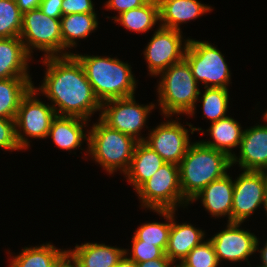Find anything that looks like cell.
Returning a JSON list of instances; mask_svg holds the SVG:
<instances>
[{
    "label": "cell",
    "mask_w": 267,
    "mask_h": 267,
    "mask_svg": "<svg viewBox=\"0 0 267 267\" xmlns=\"http://www.w3.org/2000/svg\"><path fill=\"white\" fill-rule=\"evenodd\" d=\"M44 58L46 75L43 84L36 91L41 90L54 103L52 106L56 115L88 120L94 111H101L102 104L96 97L82 64L73 54Z\"/></svg>",
    "instance_id": "1"
},
{
    "label": "cell",
    "mask_w": 267,
    "mask_h": 267,
    "mask_svg": "<svg viewBox=\"0 0 267 267\" xmlns=\"http://www.w3.org/2000/svg\"><path fill=\"white\" fill-rule=\"evenodd\" d=\"M231 166V159L225 153L201 142L191 143L179 164L183 197L190 202L209 183L227 174Z\"/></svg>",
    "instance_id": "2"
},
{
    "label": "cell",
    "mask_w": 267,
    "mask_h": 267,
    "mask_svg": "<svg viewBox=\"0 0 267 267\" xmlns=\"http://www.w3.org/2000/svg\"><path fill=\"white\" fill-rule=\"evenodd\" d=\"M73 55L82 64L93 91L102 103L134 95L135 78L130 65L110 57Z\"/></svg>",
    "instance_id": "3"
},
{
    "label": "cell",
    "mask_w": 267,
    "mask_h": 267,
    "mask_svg": "<svg viewBox=\"0 0 267 267\" xmlns=\"http://www.w3.org/2000/svg\"><path fill=\"white\" fill-rule=\"evenodd\" d=\"M160 75L161 82L157 92L162 113L166 117L176 113L193 116L195 103L201 92L188 63L183 59L169 66Z\"/></svg>",
    "instance_id": "4"
},
{
    "label": "cell",
    "mask_w": 267,
    "mask_h": 267,
    "mask_svg": "<svg viewBox=\"0 0 267 267\" xmlns=\"http://www.w3.org/2000/svg\"><path fill=\"white\" fill-rule=\"evenodd\" d=\"M98 121L88 133L89 154L110 174L117 168L125 174L139 141L109 127L101 119Z\"/></svg>",
    "instance_id": "5"
},
{
    "label": "cell",
    "mask_w": 267,
    "mask_h": 267,
    "mask_svg": "<svg viewBox=\"0 0 267 267\" xmlns=\"http://www.w3.org/2000/svg\"><path fill=\"white\" fill-rule=\"evenodd\" d=\"M136 192L142 206L151 210H176L178 204H189L182 195L179 165L174 163L165 162Z\"/></svg>",
    "instance_id": "6"
},
{
    "label": "cell",
    "mask_w": 267,
    "mask_h": 267,
    "mask_svg": "<svg viewBox=\"0 0 267 267\" xmlns=\"http://www.w3.org/2000/svg\"><path fill=\"white\" fill-rule=\"evenodd\" d=\"M184 60L197 83L200 80L205 84V88H228L230 70L216 47L208 42L188 39Z\"/></svg>",
    "instance_id": "7"
},
{
    "label": "cell",
    "mask_w": 267,
    "mask_h": 267,
    "mask_svg": "<svg viewBox=\"0 0 267 267\" xmlns=\"http://www.w3.org/2000/svg\"><path fill=\"white\" fill-rule=\"evenodd\" d=\"M20 39L30 56L33 48L44 51L46 53L45 57L73 54L68 52L61 53L63 51V39L60 19L48 17L39 8L23 13ZM58 52L61 54L58 55Z\"/></svg>",
    "instance_id": "8"
},
{
    "label": "cell",
    "mask_w": 267,
    "mask_h": 267,
    "mask_svg": "<svg viewBox=\"0 0 267 267\" xmlns=\"http://www.w3.org/2000/svg\"><path fill=\"white\" fill-rule=\"evenodd\" d=\"M36 92L33 86L22 98L15 118L16 138L21 150L29 146L28 139L21 133L22 130L25 136L46 138L52 120L57 116L52 105H46L36 99Z\"/></svg>",
    "instance_id": "9"
},
{
    "label": "cell",
    "mask_w": 267,
    "mask_h": 267,
    "mask_svg": "<svg viewBox=\"0 0 267 267\" xmlns=\"http://www.w3.org/2000/svg\"><path fill=\"white\" fill-rule=\"evenodd\" d=\"M154 106V104L150 106L137 104L134 95L113 99L102 103L100 119L109 127L121 133L127 134L138 141H145L146 139L139 136L138 133L145 126L147 117Z\"/></svg>",
    "instance_id": "10"
},
{
    "label": "cell",
    "mask_w": 267,
    "mask_h": 267,
    "mask_svg": "<svg viewBox=\"0 0 267 267\" xmlns=\"http://www.w3.org/2000/svg\"><path fill=\"white\" fill-rule=\"evenodd\" d=\"M187 44L188 40L185 41L184 48L181 47L182 34L180 31L160 26L144 51L151 75H159L172 64L182 61Z\"/></svg>",
    "instance_id": "11"
},
{
    "label": "cell",
    "mask_w": 267,
    "mask_h": 267,
    "mask_svg": "<svg viewBox=\"0 0 267 267\" xmlns=\"http://www.w3.org/2000/svg\"><path fill=\"white\" fill-rule=\"evenodd\" d=\"M267 171H244L234 181L232 222L242 223L263 204Z\"/></svg>",
    "instance_id": "12"
},
{
    "label": "cell",
    "mask_w": 267,
    "mask_h": 267,
    "mask_svg": "<svg viewBox=\"0 0 267 267\" xmlns=\"http://www.w3.org/2000/svg\"><path fill=\"white\" fill-rule=\"evenodd\" d=\"M144 142L156 151L166 163L179 165L189 146L188 129L179 122L168 121L157 126Z\"/></svg>",
    "instance_id": "13"
},
{
    "label": "cell",
    "mask_w": 267,
    "mask_h": 267,
    "mask_svg": "<svg viewBox=\"0 0 267 267\" xmlns=\"http://www.w3.org/2000/svg\"><path fill=\"white\" fill-rule=\"evenodd\" d=\"M240 224L228 222L227 229L210 239L219 263L221 259L233 262L248 260V257L258 249L257 237L249 231L239 229Z\"/></svg>",
    "instance_id": "14"
},
{
    "label": "cell",
    "mask_w": 267,
    "mask_h": 267,
    "mask_svg": "<svg viewBox=\"0 0 267 267\" xmlns=\"http://www.w3.org/2000/svg\"><path fill=\"white\" fill-rule=\"evenodd\" d=\"M236 162H239L244 171L267 170V124L244 130L240 156L238 158L234 155L231 158V165Z\"/></svg>",
    "instance_id": "15"
},
{
    "label": "cell",
    "mask_w": 267,
    "mask_h": 267,
    "mask_svg": "<svg viewBox=\"0 0 267 267\" xmlns=\"http://www.w3.org/2000/svg\"><path fill=\"white\" fill-rule=\"evenodd\" d=\"M228 174L209 183L191 201L201 198V201L212 216L228 215V222H232V205L234 182Z\"/></svg>",
    "instance_id": "16"
},
{
    "label": "cell",
    "mask_w": 267,
    "mask_h": 267,
    "mask_svg": "<svg viewBox=\"0 0 267 267\" xmlns=\"http://www.w3.org/2000/svg\"><path fill=\"white\" fill-rule=\"evenodd\" d=\"M175 210H171V229L165 255L173 263L181 262L184 258L203 241L204 231L195 228L191 224H176L174 221Z\"/></svg>",
    "instance_id": "17"
},
{
    "label": "cell",
    "mask_w": 267,
    "mask_h": 267,
    "mask_svg": "<svg viewBox=\"0 0 267 267\" xmlns=\"http://www.w3.org/2000/svg\"><path fill=\"white\" fill-rule=\"evenodd\" d=\"M159 4L160 26L180 31L179 25L201 14L211 11V8L197 0H157Z\"/></svg>",
    "instance_id": "18"
},
{
    "label": "cell",
    "mask_w": 267,
    "mask_h": 267,
    "mask_svg": "<svg viewBox=\"0 0 267 267\" xmlns=\"http://www.w3.org/2000/svg\"><path fill=\"white\" fill-rule=\"evenodd\" d=\"M30 57L20 37L0 38V79L30 77Z\"/></svg>",
    "instance_id": "19"
},
{
    "label": "cell",
    "mask_w": 267,
    "mask_h": 267,
    "mask_svg": "<svg viewBox=\"0 0 267 267\" xmlns=\"http://www.w3.org/2000/svg\"><path fill=\"white\" fill-rule=\"evenodd\" d=\"M67 251L76 260L78 267H116L126 253V249L97 243L76 245L75 249Z\"/></svg>",
    "instance_id": "20"
},
{
    "label": "cell",
    "mask_w": 267,
    "mask_h": 267,
    "mask_svg": "<svg viewBox=\"0 0 267 267\" xmlns=\"http://www.w3.org/2000/svg\"><path fill=\"white\" fill-rule=\"evenodd\" d=\"M165 163L162 157L148 146L139 141L135 147L134 155L128 171L125 173L135 191Z\"/></svg>",
    "instance_id": "21"
},
{
    "label": "cell",
    "mask_w": 267,
    "mask_h": 267,
    "mask_svg": "<svg viewBox=\"0 0 267 267\" xmlns=\"http://www.w3.org/2000/svg\"><path fill=\"white\" fill-rule=\"evenodd\" d=\"M87 120L78 117L56 116L51 123L48 136L61 149L72 150L81 146L89 135L84 134L83 126ZM87 136V137H86Z\"/></svg>",
    "instance_id": "22"
},
{
    "label": "cell",
    "mask_w": 267,
    "mask_h": 267,
    "mask_svg": "<svg viewBox=\"0 0 267 267\" xmlns=\"http://www.w3.org/2000/svg\"><path fill=\"white\" fill-rule=\"evenodd\" d=\"M239 125V122L233 118L227 116L213 122L209 131L212 141H201V143L207 147L217 149L220 152L225 153L230 159L235 155L231 153V148L240 146L243 130Z\"/></svg>",
    "instance_id": "23"
},
{
    "label": "cell",
    "mask_w": 267,
    "mask_h": 267,
    "mask_svg": "<svg viewBox=\"0 0 267 267\" xmlns=\"http://www.w3.org/2000/svg\"><path fill=\"white\" fill-rule=\"evenodd\" d=\"M33 85L30 77L0 79V117L15 119L22 98Z\"/></svg>",
    "instance_id": "24"
},
{
    "label": "cell",
    "mask_w": 267,
    "mask_h": 267,
    "mask_svg": "<svg viewBox=\"0 0 267 267\" xmlns=\"http://www.w3.org/2000/svg\"><path fill=\"white\" fill-rule=\"evenodd\" d=\"M96 14L80 13L63 15L60 18L63 50L76 46L75 39L86 38L98 27Z\"/></svg>",
    "instance_id": "25"
},
{
    "label": "cell",
    "mask_w": 267,
    "mask_h": 267,
    "mask_svg": "<svg viewBox=\"0 0 267 267\" xmlns=\"http://www.w3.org/2000/svg\"><path fill=\"white\" fill-rule=\"evenodd\" d=\"M126 29L136 32H147L160 20L157 0H148L144 5L122 12L119 17H113Z\"/></svg>",
    "instance_id": "26"
},
{
    "label": "cell",
    "mask_w": 267,
    "mask_h": 267,
    "mask_svg": "<svg viewBox=\"0 0 267 267\" xmlns=\"http://www.w3.org/2000/svg\"><path fill=\"white\" fill-rule=\"evenodd\" d=\"M66 252L48 243L33 248L26 247L13 258L9 267H53Z\"/></svg>",
    "instance_id": "27"
},
{
    "label": "cell",
    "mask_w": 267,
    "mask_h": 267,
    "mask_svg": "<svg viewBox=\"0 0 267 267\" xmlns=\"http://www.w3.org/2000/svg\"><path fill=\"white\" fill-rule=\"evenodd\" d=\"M168 220L167 223H146L138 227L134 236L142 243H149L160 247L164 252L167 248L171 229V210H154Z\"/></svg>",
    "instance_id": "28"
},
{
    "label": "cell",
    "mask_w": 267,
    "mask_h": 267,
    "mask_svg": "<svg viewBox=\"0 0 267 267\" xmlns=\"http://www.w3.org/2000/svg\"><path fill=\"white\" fill-rule=\"evenodd\" d=\"M22 20L16 0H0V38L20 37Z\"/></svg>",
    "instance_id": "29"
},
{
    "label": "cell",
    "mask_w": 267,
    "mask_h": 267,
    "mask_svg": "<svg viewBox=\"0 0 267 267\" xmlns=\"http://www.w3.org/2000/svg\"><path fill=\"white\" fill-rule=\"evenodd\" d=\"M202 100L203 113L213 123L225 118L229 103L228 88H206Z\"/></svg>",
    "instance_id": "30"
},
{
    "label": "cell",
    "mask_w": 267,
    "mask_h": 267,
    "mask_svg": "<svg viewBox=\"0 0 267 267\" xmlns=\"http://www.w3.org/2000/svg\"><path fill=\"white\" fill-rule=\"evenodd\" d=\"M180 263L184 267H217L219 261L209 239L196 246Z\"/></svg>",
    "instance_id": "31"
},
{
    "label": "cell",
    "mask_w": 267,
    "mask_h": 267,
    "mask_svg": "<svg viewBox=\"0 0 267 267\" xmlns=\"http://www.w3.org/2000/svg\"><path fill=\"white\" fill-rule=\"evenodd\" d=\"M131 260L136 263H143L153 259L168 258L165 252L158 246L149 243H142L135 236L132 238Z\"/></svg>",
    "instance_id": "32"
},
{
    "label": "cell",
    "mask_w": 267,
    "mask_h": 267,
    "mask_svg": "<svg viewBox=\"0 0 267 267\" xmlns=\"http://www.w3.org/2000/svg\"><path fill=\"white\" fill-rule=\"evenodd\" d=\"M0 148L6 150H20L16 138L15 119L0 117Z\"/></svg>",
    "instance_id": "33"
},
{
    "label": "cell",
    "mask_w": 267,
    "mask_h": 267,
    "mask_svg": "<svg viewBox=\"0 0 267 267\" xmlns=\"http://www.w3.org/2000/svg\"><path fill=\"white\" fill-rule=\"evenodd\" d=\"M80 13L96 14L92 0H63L62 15Z\"/></svg>",
    "instance_id": "34"
},
{
    "label": "cell",
    "mask_w": 267,
    "mask_h": 267,
    "mask_svg": "<svg viewBox=\"0 0 267 267\" xmlns=\"http://www.w3.org/2000/svg\"><path fill=\"white\" fill-rule=\"evenodd\" d=\"M147 1L148 0H109L105 7L117 10L119 11L118 13L121 14L122 12L140 7Z\"/></svg>",
    "instance_id": "35"
},
{
    "label": "cell",
    "mask_w": 267,
    "mask_h": 267,
    "mask_svg": "<svg viewBox=\"0 0 267 267\" xmlns=\"http://www.w3.org/2000/svg\"><path fill=\"white\" fill-rule=\"evenodd\" d=\"M63 0H42L39 9L48 17L60 19L62 15Z\"/></svg>",
    "instance_id": "36"
},
{
    "label": "cell",
    "mask_w": 267,
    "mask_h": 267,
    "mask_svg": "<svg viewBox=\"0 0 267 267\" xmlns=\"http://www.w3.org/2000/svg\"><path fill=\"white\" fill-rule=\"evenodd\" d=\"M173 262L168 258L153 259L143 263H137V267H173ZM175 267V266H174Z\"/></svg>",
    "instance_id": "37"
},
{
    "label": "cell",
    "mask_w": 267,
    "mask_h": 267,
    "mask_svg": "<svg viewBox=\"0 0 267 267\" xmlns=\"http://www.w3.org/2000/svg\"><path fill=\"white\" fill-rule=\"evenodd\" d=\"M42 0H16V4L22 13L39 8Z\"/></svg>",
    "instance_id": "38"
},
{
    "label": "cell",
    "mask_w": 267,
    "mask_h": 267,
    "mask_svg": "<svg viewBox=\"0 0 267 267\" xmlns=\"http://www.w3.org/2000/svg\"><path fill=\"white\" fill-rule=\"evenodd\" d=\"M73 262V264L71 263ZM53 267H78L76 260L67 251Z\"/></svg>",
    "instance_id": "39"
},
{
    "label": "cell",
    "mask_w": 267,
    "mask_h": 267,
    "mask_svg": "<svg viewBox=\"0 0 267 267\" xmlns=\"http://www.w3.org/2000/svg\"><path fill=\"white\" fill-rule=\"evenodd\" d=\"M126 253L123 255V257L118 261L116 267H137V263L130 258L126 257Z\"/></svg>",
    "instance_id": "40"
},
{
    "label": "cell",
    "mask_w": 267,
    "mask_h": 267,
    "mask_svg": "<svg viewBox=\"0 0 267 267\" xmlns=\"http://www.w3.org/2000/svg\"><path fill=\"white\" fill-rule=\"evenodd\" d=\"M260 253H261V261H262V266L259 267H267V241H266V245L264 248L260 249Z\"/></svg>",
    "instance_id": "41"
},
{
    "label": "cell",
    "mask_w": 267,
    "mask_h": 267,
    "mask_svg": "<svg viewBox=\"0 0 267 267\" xmlns=\"http://www.w3.org/2000/svg\"><path fill=\"white\" fill-rule=\"evenodd\" d=\"M263 205H264L265 211L267 212V183H266L265 190H264Z\"/></svg>",
    "instance_id": "42"
},
{
    "label": "cell",
    "mask_w": 267,
    "mask_h": 267,
    "mask_svg": "<svg viewBox=\"0 0 267 267\" xmlns=\"http://www.w3.org/2000/svg\"><path fill=\"white\" fill-rule=\"evenodd\" d=\"M263 116H264L263 118H264L265 120H267V111H265V113H264Z\"/></svg>",
    "instance_id": "43"
},
{
    "label": "cell",
    "mask_w": 267,
    "mask_h": 267,
    "mask_svg": "<svg viewBox=\"0 0 267 267\" xmlns=\"http://www.w3.org/2000/svg\"><path fill=\"white\" fill-rule=\"evenodd\" d=\"M176 267H184L181 263L179 265H176Z\"/></svg>",
    "instance_id": "44"
}]
</instances>
